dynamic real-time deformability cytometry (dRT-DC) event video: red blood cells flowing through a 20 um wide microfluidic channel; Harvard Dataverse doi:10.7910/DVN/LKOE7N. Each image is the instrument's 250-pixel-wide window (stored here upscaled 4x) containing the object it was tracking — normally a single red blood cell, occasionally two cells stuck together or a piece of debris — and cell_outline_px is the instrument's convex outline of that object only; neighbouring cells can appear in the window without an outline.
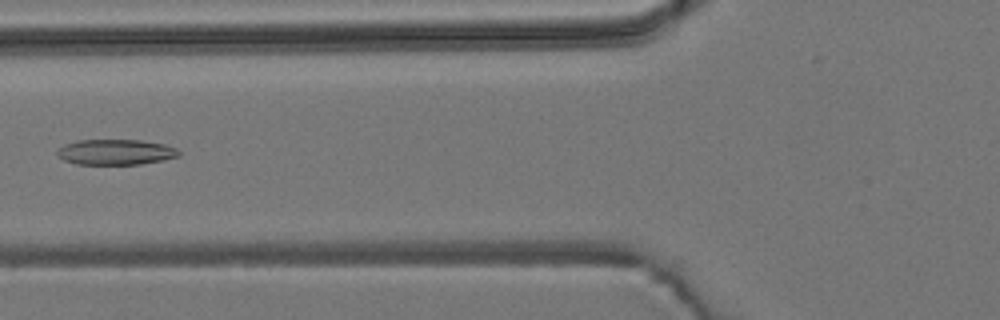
{"species": "common noctule bat (a hibernating species)", "species_latin": "Nyctalus noctula", "temperature_condition": "room temperature", "stored_images_in_passage": 4, "camera_frame_rate_fps": 3000, "um_per_image_px": 0.085, "animal": {"sex": "male", "body_mass_g": 19.2, "forearm_length_mm": 51.8}, "frame": {"image": 1, "passage_image": 3, "time_ms": 0.667, "image_size_px": [1000, 320], "cell_outline_px": [[180, 156], [164, 160], [140, 164], [76, 164], [64, 160], [56, 152], [64, 144], [80, 140], [140, 140], [164, 144], [176, 148], [180, 152]], "centroid_in_image_um": [9.86, 12.93], "position_along_channel_um": 115.9, "area_um2": 17.98}}
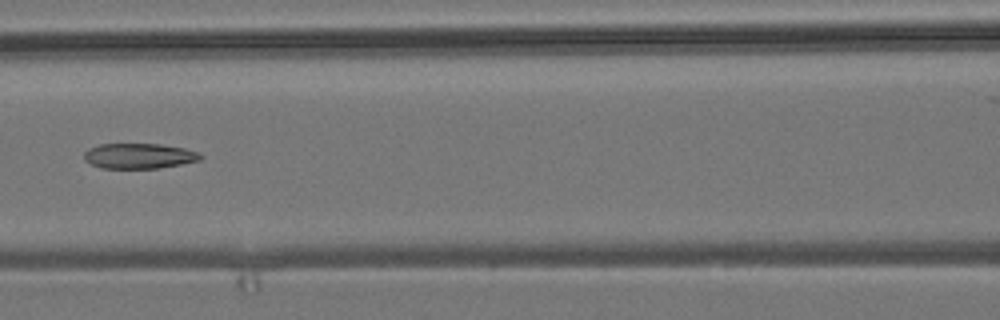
{"frame": {"image": 2, "passage_image": 4, "time_ms": 1.0, "image_size_px": [1000, 320], "cell_outline_px": [[204, 156], [200, 160], [160, 168], [100, 168], [84, 160], [84, 152], [88, 148], [100, 144], [160, 144], [184, 148], [196, 152]], "centroid_in_image_um": [11.79, 13.25], "position_along_channel_um": 154.8, "area_um2": 17.11}}